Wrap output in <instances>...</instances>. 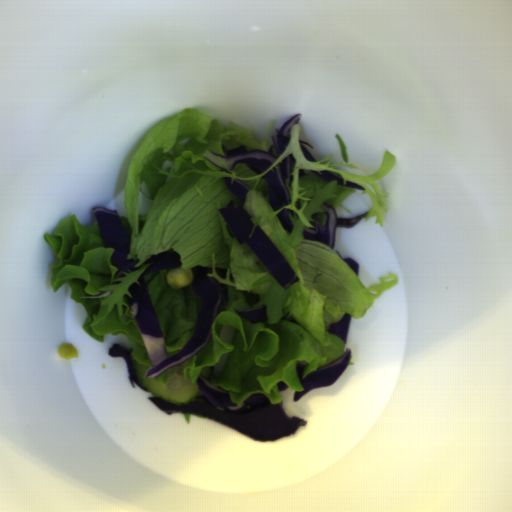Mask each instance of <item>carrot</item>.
Masks as SVG:
<instances>
[{
	"label": "carrot",
	"mask_w": 512,
	"mask_h": 512,
	"mask_svg": "<svg viewBox=\"0 0 512 512\" xmlns=\"http://www.w3.org/2000/svg\"><path fill=\"white\" fill-rule=\"evenodd\" d=\"M229 353H226L224 355H222L220 357V360L219 362H217L214 366H213V371H212V375L211 377H214V378H219L223 368H224V365L226 363V360H227V357H228Z\"/></svg>",
	"instance_id": "2"
},
{
	"label": "carrot",
	"mask_w": 512,
	"mask_h": 512,
	"mask_svg": "<svg viewBox=\"0 0 512 512\" xmlns=\"http://www.w3.org/2000/svg\"><path fill=\"white\" fill-rule=\"evenodd\" d=\"M235 333L236 328H234L231 325L224 324L221 327L218 337L220 338L221 341L232 345Z\"/></svg>",
	"instance_id": "1"
}]
</instances>
